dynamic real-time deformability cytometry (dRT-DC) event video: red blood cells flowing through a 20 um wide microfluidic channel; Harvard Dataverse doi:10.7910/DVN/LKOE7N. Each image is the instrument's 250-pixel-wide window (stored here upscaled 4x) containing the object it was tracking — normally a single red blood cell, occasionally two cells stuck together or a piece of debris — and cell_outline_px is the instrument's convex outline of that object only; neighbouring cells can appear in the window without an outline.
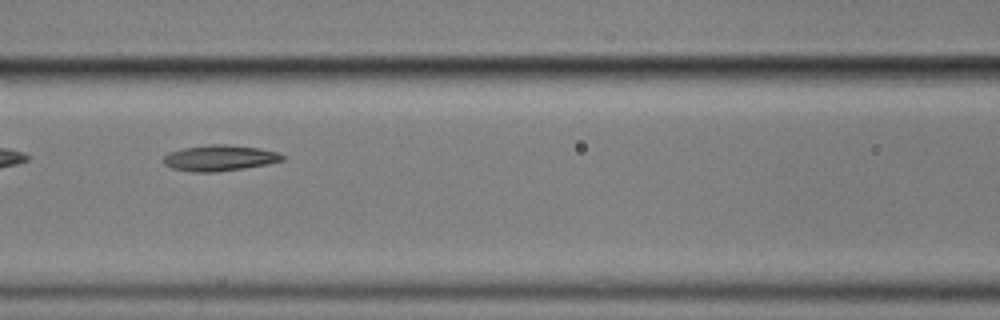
{"species": "common noctule bat (a hibernating species)", "species_latin": "Nyctalus noctula", "temperature_condition": "cold", "stored_images_in_passage": 5, "camera_frame_rate_fps": 3000, "um_per_image_px": 0.085, "animal": {"sex": "male", "body_mass_g": 17.9}, "frame": {"image": 1, "passage_image": 4, "time_ms": 3.667, "image_size_px": [1000, 320], "cell_outline_px": [[284, 160], [268, 164], [244, 168], [216, 172], [192, 172], [172, 168], [164, 164], [164, 156], [168, 152], [184, 148], [208, 144], [224, 144], [260, 148], [280, 152], [284, 156]], "centroid_in_image_um": [18.68, 13.42], "position_along_channel_um": 147.9, "area_um2": 18.03}}
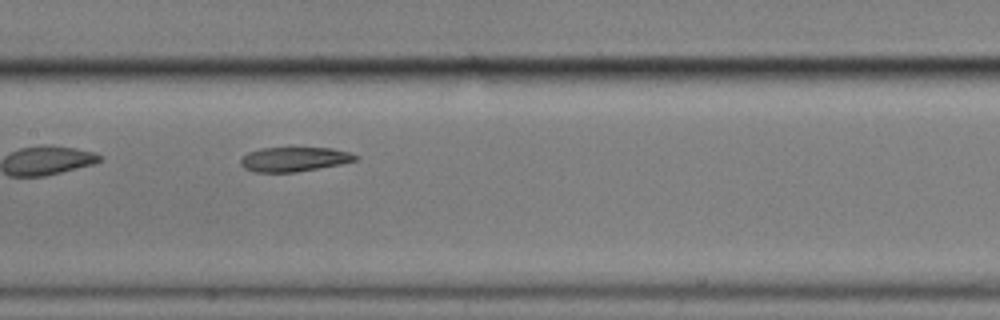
{"frame": {"image": 2, "passage_image": 5, "time_ms": 4.667, "image_size_px": [1000, 320], "cell_outline_px": [[360, 160], [340, 164], [296, 172], [252, 172], [244, 168], [240, 164], [240, 160], [248, 152], [260, 148], [332, 148], [348, 152], [360, 156]], "centroid_in_image_um": [25.02, 13.54], "position_along_channel_um": 182.4, "area_um2": 16.42}}